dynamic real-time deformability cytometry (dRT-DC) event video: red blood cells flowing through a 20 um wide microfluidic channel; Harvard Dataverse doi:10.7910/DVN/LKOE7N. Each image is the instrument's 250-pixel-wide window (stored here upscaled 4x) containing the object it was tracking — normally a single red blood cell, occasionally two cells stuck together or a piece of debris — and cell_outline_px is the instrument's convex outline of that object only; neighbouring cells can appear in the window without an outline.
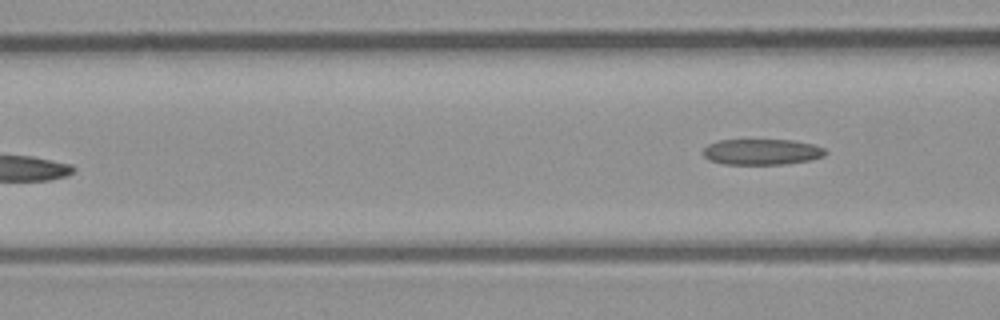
{"species": "common noctule bat (a hibernating species)", "species_latin": "Nyctalus noctula", "temperature_condition": "room temperature", "stored_images_in_passage": 6, "camera_frame_rate_fps": 3000, "um_per_image_px": 0.085, "animal": {"sex": "male", "body_mass_g": 23.1, "forearm_length_mm": 52.7}, "frame": {"image": 1, "passage_image": 6, "time_ms": 1.667, "image_size_px": [1000, 320], "cell_outline_px": [[828, 152], [824, 156], [808, 160], [784, 164], [724, 164], [708, 160], [704, 156], [704, 148], [708, 144], [720, 140], [792, 140], [812, 144], [824, 148]], "centroid_in_image_um": [64.75, 12.91], "position_along_channel_um": 101.9, "area_um2": 18.32}}